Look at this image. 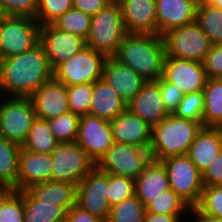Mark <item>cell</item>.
Segmentation results:
<instances>
[{
    "mask_svg": "<svg viewBox=\"0 0 222 222\" xmlns=\"http://www.w3.org/2000/svg\"><path fill=\"white\" fill-rule=\"evenodd\" d=\"M52 78L53 69L39 42L30 50L17 56L2 59L0 92L3 94H0L5 97H29Z\"/></svg>",
    "mask_w": 222,
    "mask_h": 222,
    "instance_id": "1",
    "label": "cell"
},
{
    "mask_svg": "<svg viewBox=\"0 0 222 222\" xmlns=\"http://www.w3.org/2000/svg\"><path fill=\"white\" fill-rule=\"evenodd\" d=\"M165 56L161 35L127 32L113 57L146 81H156L163 76Z\"/></svg>",
    "mask_w": 222,
    "mask_h": 222,
    "instance_id": "2",
    "label": "cell"
},
{
    "mask_svg": "<svg viewBox=\"0 0 222 222\" xmlns=\"http://www.w3.org/2000/svg\"><path fill=\"white\" fill-rule=\"evenodd\" d=\"M201 128L199 122L169 114L160 123L152 126L149 148L151 159L162 161L173 156L187 155Z\"/></svg>",
    "mask_w": 222,
    "mask_h": 222,
    "instance_id": "3",
    "label": "cell"
},
{
    "mask_svg": "<svg viewBox=\"0 0 222 222\" xmlns=\"http://www.w3.org/2000/svg\"><path fill=\"white\" fill-rule=\"evenodd\" d=\"M126 33L120 2L112 0L92 16L90 31L85 39L86 47L113 57Z\"/></svg>",
    "mask_w": 222,
    "mask_h": 222,
    "instance_id": "4",
    "label": "cell"
},
{
    "mask_svg": "<svg viewBox=\"0 0 222 222\" xmlns=\"http://www.w3.org/2000/svg\"><path fill=\"white\" fill-rule=\"evenodd\" d=\"M39 22L26 16H5L0 22L1 58L17 56L40 42Z\"/></svg>",
    "mask_w": 222,
    "mask_h": 222,
    "instance_id": "5",
    "label": "cell"
},
{
    "mask_svg": "<svg viewBox=\"0 0 222 222\" xmlns=\"http://www.w3.org/2000/svg\"><path fill=\"white\" fill-rule=\"evenodd\" d=\"M162 37L166 56L201 63H203L213 45L195 21L182 27L169 30L164 33Z\"/></svg>",
    "mask_w": 222,
    "mask_h": 222,
    "instance_id": "6",
    "label": "cell"
},
{
    "mask_svg": "<svg viewBox=\"0 0 222 222\" xmlns=\"http://www.w3.org/2000/svg\"><path fill=\"white\" fill-rule=\"evenodd\" d=\"M166 169L169 187L190 206H197L203 193L202 173L187 155L161 161Z\"/></svg>",
    "mask_w": 222,
    "mask_h": 222,
    "instance_id": "7",
    "label": "cell"
},
{
    "mask_svg": "<svg viewBox=\"0 0 222 222\" xmlns=\"http://www.w3.org/2000/svg\"><path fill=\"white\" fill-rule=\"evenodd\" d=\"M35 119L29 97L0 98V136L22 146Z\"/></svg>",
    "mask_w": 222,
    "mask_h": 222,
    "instance_id": "8",
    "label": "cell"
},
{
    "mask_svg": "<svg viewBox=\"0 0 222 222\" xmlns=\"http://www.w3.org/2000/svg\"><path fill=\"white\" fill-rule=\"evenodd\" d=\"M106 58L104 54L85 47L59 64L53 70V77L66 86L94 83L102 78Z\"/></svg>",
    "mask_w": 222,
    "mask_h": 222,
    "instance_id": "9",
    "label": "cell"
},
{
    "mask_svg": "<svg viewBox=\"0 0 222 222\" xmlns=\"http://www.w3.org/2000/svg\"><path fill=\"white\" fill-rule=\"evenodd\" d=\"M51 180L78 184L96 163L76 142H58L52 152Z\"/></svg>",
    "mask_w": 222,
    "mask_h": 222,
    "instance_id": "10",
    "label": "cell"
},
{
    "mask_svg": "<svg viewBox=\"0 0 222 222\" xmlns=\"http://www.w3.org/2000/svg\"><path fill=\"white\" fill-rule=\"evenodd\" d=\"M150 160L149 149L114 142L96 166L108 174L136 179Z\"/></svg>",
    "mask_w": 222,
    "mask_h": 222,
    "instance_id": "11",
    "label": "cell"
},
{
    "mask_svg": "<svg viewBox=\"0 0 222 222\" xmlns=\"http://www.w3.org/2000/svg\"><path fill=\"white\" fill-rule=\"evenodd\" d=\"M108 173L95 166L78 184L76 204L83 210L107 222L110 215L108 203Z\"/></svg>",
    "mask_w": 222,
    "mask_h": 222,
    "instance_id": "12",
    "label": "cell"
},
{
    "mask_svg": "<svg viewBox=\"0 0 222 222\" xmlns=\"http://www.w3.org/2000/svg\"><path fill=\"white\" fill-rule=\"evenodd\" d=\"M76 143L97 164L114 143L110 121L89 114L80 116Z\"/></svg>",
    "mask_w": 222,
    "mask_h": 222,
    "instance_id": "13",
    "label": "cell"
},
{
    "mask_svg": "<svg viewBox=\"0 0 222 222\" xmlns=\"http://www.w3.org/2000/svg\"><path fill=\"white\" fill-rule=\"evenodd\" d=\"M40 43L53 70L86 47L85 39L78 35L61 31L52 24L40 27Z\"/></svg>",
    "mask_w": 222,
    "mask_h": 222,
    "instance_id": "14",
    "label": "cell"
},
{
    "mask_svg": "<svg viewBox=\"0 0 222 222\" xmlns=\"http://www.w3.org/2000/svg\"><path fill=\"white\" fill-rule=\"evenodd\" d=\"M162 77L183 94L203 91L208 79L203 63L172 56H165Z\"/></svg>",
    "mask_w": 222,
    "mask_h": 222,
    "instance_id": "15",
    "label": "cell"
},
{
    "mask_svg": "<svg viewBox=\"0 0 222 222\" xmlns=\"http://www.w3.org/2000/svg\"><path fill=\"white\" fill-rule=\"evenodd\" d=\"M36 118L48 120L70 111L67 86L54 77L29 96Z\"/></svg>",
    "mask_w": 222,
    "mask_h": 222,
    "instance_id": "16",
    "label": "cell"
},
{
    "mask_svg": "<svg viewBox=\"0 0 222 222\" xmlns=\"http://www.w3.org/2000/svg\"><path fill=\"white\" fill-rule=\"evenodd\" d=\"M110 126L114 142L132 144L142 149L150 148L152 126L128 109L110 121Z\"/></svg>",
    "mask_w": 222,
    "mask_h": 222,
    "instance_id": "17",
    "label": "cell"
},
{
    "mask_svg": "<svg viewBox=\"0 0 222 222\" xmlns=\"http://www.w3.org/2000/svg\"><path fill=\"white\" fill-rule=\"evenodd\" d=\"M102 78L116 91L127 105L147 82L133 69L114 57H107Z\"/></svg>",
    "mask_w": 222,
    "mask_h": 222,
    "instance_id": "18",
    "label": "cell"
},
{
    "mask_svg": "<svg viewBox=\"0 0 222 222\" xmlns=\"http://www.w3.org/2000/svg\"><path fill=\"white\" fill-rule=\"evenodd\" d=\"M52 153H35L21 148L18 158L17 191L51 180Z\"/></svg>",
    "mask_w": 222,
    "mask_h": 222,
    "instance_id": "19",
    "label": "cell"
},
{
    "mask_svg": "<svg viewBox=\"0 0 222 222\" xmlns=\"http://www.w3.org/2000/svg\"><path fill=\"white\" fill-rule=\"evenodd\" d=\"M126 32L157 34L156 0H118Z\"/></svg>",
    "mask_w": 222,
    "mask_h": 222,
    "instance_id": "20",
    "label": "cell"
},
{
    "mask_svg": "<svg viewBox=\"0 0 222 222\" xmlns=\"http://www.w3.org/2000/svg\"><path fill=\"white\" fill-rule=\"evenodd\" d=\"M127 109L151 126L160 123L169 115L164 109L157 80L147 81L127 104Z\"/></svg>",
    "mask_w": 222,
    "mask_h": 222,
    "instance_id": "21",
    "label": "cell"
},
{
    "mask_svg": "<svg viewBox=\"0 0 222 222\" xmlns=\"http://www.w3.org/2000/svg\"><path fill=\"white\" fill-rule=\"evenodd\" d=\"M196 0H156L157 34L195 21Z\"/></svg>",
    "mask_w": 222,
    "mask_h": 222,
    "instance_id": "22",
    "label": "cell"
},
{
    "mask_svg": "<svg viewBox=\"0 0 222 222\" xmlns=\"http://www.w3.org/2000/svg\"><path fill=\"white\" fill-rule=\"evenodd\" d=\"M169 188L164 164L154 159L145 165L141 174L135 179V195L145 207Z\"/></svg>",
    "mask_w": 222,
    "mask_h": 222,
    "instance_id": "23",
    "label": "cell"
},
{
    "mask_svg": "<svg viewBox=\"0 0 222 222\" xmlns=\"http://www.w3.org/2000/svg\"><path fill=\"white\" fill-rule=\"evenodd\" d=\"M221 150L222 138L217 127L202 126L189 147L187 156L198 170L203 173Z\"/></svg>",
    "mask_w": 222,
    "mask_h": 222,
    "instance_id": "24",
    "label": "cell"
},
{
    "mask_svg": "<svg viewBox=\"0 0 222 222\" xmlns=\"http://www.w3.org/2000/svg\"><path fill=\"white\" fill-rule=\"evenodd\" d=\"M90 101L88 114L108 121H112L127 109L122 98L103 78L93 83Z\"/></svg>",
    "mask_w": 222,
    "mask_h": 222,
    "instance_id": "25",
    "label": "cell"
},
{
    "mask_svg": "<svg viewBox=\"0 0 222 222\" xmlns=\"http://www.w3.org/2000/svg\"><path fill=\"white\" fill-rule=\"evenodd\" d=\"M26 191L38 202L57 203L58 206L76 204L77 184L69 181H46L37 183Z\"/></svg>",
    "mask_w": 222,
    "mask_h": 222,
    "instance_id": "26",
    "label": "cell"
},
{
    "mask_svg": "<svg viewBox=\"0 0 222 222\" xmlns=\"http://www.w3.org/2000/svg\"><path fill=\"white\" fill-rule=\"evenodd\" d=\"M24 198V222H64L67 212L72 206H58L57 203L36 201L26 190Z\"/></svg>",
    "mask_w": 222,
    "mask_h": 222,
    "instance_id": "27",
    "label": "cell"
},
{
    "mask_svg": "<svg viewBox=\"0 0 222 222\" xmlns=\"http://www.w3.org/2000/svg\"><path fill=\"white\" fill-rule=\"evenodd\" d=\"M21 146L0 136V190H16Z\"/></svg>",
    "mask_w": 222,
    "mask_h": 222,
    "instance_id": "28",
    "label": "cell"
},
{
    "mask_svg": "<svg viewBox=\"0 0 222 222\" xmlns=\"http://www.w3.org/2000/svg\"><path fill=\"white\" fill-rule=\"evenodd\" d=\"M203 94V126L218 127L222 123V79L208 78Z\"/></svg>",
    "mask_w": 222,
    "mask_h": 222,
    "instance_id": "29",
    "label": "cell"
},
{
    "mask_svg": "<svg viewBox=\"0 0 222 222\" xmlns=\"http://www.w3.org/2000/svg\"><path fill=\"white\" fill-rule=\"evenodd\" d=\"M57 144L58 141L51 131L48 121L36 118L21 147L35 153H52Z\"/></svg>",
    "mask_w": 222,
    "mask_h": 222,
    "instance_id": "30",
    "label": "cell"
},
{
    "mask_svg": "<svg viewBox=\"0 0 222 222\" xmlns=\"http://www.w3.org/2000/svg\"><path fill=\"white\" fill-rule=\"evenodd\" d=\"M195 22L212 44L222 45V9L212 4H197Z\"/></svg>",
    "mask_w": 222,
    "mask_h": 222,
    "instance_id": "31",
    "label": "cell"
},
{
    "mask_svg": "<svg viewBox=\"0 0 222 222\" xmlns=\"http://www.w3.org/2000/svg\"><path fill=\"white\" fill-rule=\"evenodd\" d=\"M190 208L184 199L169 188L159 194L158 197H155V199L146 206V213L184 215L185 217V213L188 214Z\"/></svg>",
    "mask_w": 222,
    "mask_h": 222,
    "instance_id": "32",
    "label": "cell"
},
{
    "mask_svg": "<svg viewBox=\"0 0 222 222\" xmlns=\"http://www.w3.org/2000/svg\"><path fill=\"white\" fill-rule=\"evenodd\" d=\"M91 21L92 16L71 8L51 24L61 31L69 32L86 39L90 31Z\"/></svg>",
    "mask_w": 222,
    "mask_h": 222,
    "instance_id": "33",
    "label": "cell"
},
{
    "mask_svg": "<svg viewBox=\"0 0 222 222\" xmlns=\"http://www.w3.org/2000/svg\"><path fill=\"white\" fill-rule=\"evenodd\" d=\"M146 207L136 195L110 208L107 222H144Z\"/></svg>",
    "mask_w": 222,
    "mask_h": 222,
    "instance_id": "34",
    "label": "cell"
},
{
    "mask_svg": "<svg viewBox=\"0 0 222 222\" xmlns=\"http://www.w3.org/2000/svg\"><path fill=\"white\" fill-rule=\"evenodd\" d=\"M22 191L0 190V222H24Z\"/></svg>",
    "mask_w": 222,
    "mask_h": 222,
    "instance_id": "35",
    "label": "cell"
},
{
    "mask_svg": "<svg viewBox=\"0 0 222 222\" xmlns=\"http://www.w3.org/2000/svg\"><path fill=\"white\" fill-rule=\"evenodd\" d=\"M79 118V115L68 111L47 121L58 142H76Z\"/></svg>",
    "mask_w": 222,
    "mask_h": 222,
    "instance_id": "36",
    "label": "cell"
},
{
    "mask_svg": "<svg viewBox=\"0 0 222 222\" xmlns=\"http://www.w3.org/2000/svg\"><path fill=\"white\" fill-rule=\"evenodd\" d=\"M173 114L178 118L199 122L203 126V91L184 94L180 101V104Z\"/></svg>",
    "mask_w": 222,
    "mask_h": 222,
    "instance_id": "37",
    "label": "cell"
},
{
    "mask_svg": "<svg viewBox=\"0 0 222 222\" xmlns=\"http://www.w3.org/2000/svg\"><path fill=\"white\" fill-rule=\"evenodd\" d=\"M108 203L110 207L135 195V179L108 174Z\"/></svg>",
    "mask_w": 222,
    "mask_h": 222,
    "instance_id": "38",
    "label": "cell"
},
{
    "mask_svg": "<svg viewBox=\"0 0 222 222\" xmlns=\"http://www.w3.org/2000/svg\"><path fill=\"white\" fill-rule=\"evenodd\" d=\"M93 83L67 86L69 109L79 116L89 113Z\"/></svg>",
    "mask_w": 222,
    "mask_h": 222,
    "instance_id": "39",
    "label": "cell"
},
{
    "mask_svg": "<svg viewBox=\"0 0 222 222\" xmlns=\"http://www.w3.org/2000/svg\"><path fill=\"white\" fill-rule=\"evenodd\" d=\"M71 8H73L72 0H37L35 19L41 26L51 24Z\"/></svg>",
    "mask_w": 222,
    "mask_h": 222,
    "instance_id": "40",
    "label": "cell"
},
{
    "mask_svg": "<svg viewBox=\"0 0 222 222\" xmlns=\"http://www.w3.org/2000/svg\"><path fill=\"white\" fill-rule=\"evenodd\" d=\"M197 207L205 214L222 220V185L204 186Z\"/></svg>",
    "mask_w": 222,
    "mask_h": 222,
    "instance_id": "41",
    "label": "cell"
},
{
    "mask_svg": "<svg viewBox=\"0 0 222 222\" xmlns=\"http://www.w3.org/2000/svg\"><path fill=\"white\" fill-rule=\"evenodd\" d=\"M160 95L164 109L168 114H173L183 97V93L180 88H177L175 84L160 77L158 80Z\"/></svg>",
    "mask_w": 222,
    "mask_h": 222,
    "instance_id": "42",
    "label": "cell"
},
{
    "mask_svg": "<svg viewBox=\"0 0 222 222\" xmlns=\"http://www.w3.org/2000/svg\"><path fill=\"white\" fill-rule=\"evenodd\" d=\"M0 5L6 16H26L35 19L37 0H0Z\"/></svg>",
    "mask_w": 222,
    "mask_h": 222,
    "instance_id": "43",
    "label": "cell"
},
{
    "mask_svg": "<svg viewBox=\"0 0 222 222\" xmlns=\"http://www.w3.org/2000/svg\"><path fill=\"white\" fill-rule=\"evenodd\" d=\"M208 78L222 79V45L213 44L203 61Z\"/></svg>",
    "mask_w": 222,
    "mask_h": 222,
    "instance_id": "44",
    "label": "cell"
},
{
    "mask_svg": "<svg viewBox=\"0 0 222 222\" xmlns=\"http://www.w3.org/2000/svg\"><path fill=\"white\" fill-rule=\"evenodd\" d=\"M204 186L222 185V150L202 173Z\"/></svg>",
    "mask_w": 222,
    "mask_h": 222,
    "instance_id": "45",
    "label": "cell"
},
{
    "mask_svg": "<svg viewBox=\"0 0 222 222\" xmlns=\"http://www.w3.org/2000/svg\"><path fill=\"white\" fill-rule=\"evenodd\" d=\"M112 0H72L73 8L90 16L96 15Z\"/></svg>",
    "mask_w": 222,
    "mask_h": 222,
    "instance_id": "46",
    "label": "cell"
},
{
    "mask_svg": "<svg viewBox=\"0 0 222 222\" xmlns=\"http://www.w3.org/2000/svg\"><path fill=\"white\" fill-rule=\"evenodd\" d=\"M67 222H103L98 217L74 204L67 212Z\"/></svg>",
    "mask_w": 222,
    "mask_h": 222,
    "instance_id": "47",
    "label": "cell"
},
{
    "mask_svg": "<svg viewBox=\"0 0 222 222\" xmlns=\"http://www.w3.org/2000/svg\"><path fill=\"white\" fill-rule=\"evenodd\" d=\"M182 218L184 219L183 215L146 213L144 217V222H184Z\"/></svg>",
    "mask_w": 222,
    "mask_h": 222,
    "instance_id": "48",
    "label": "cell"
},
{
    "mask_svg": "<svg viewBox=\"0 0 222 222\" xmlns=\"http://www.w3.org/2000/svg\"><path fill=\"white\" fill-rule=\"evenodd\" d=\"M189 213L192 215L189 221L193 217L192 222H222L219 218L205 214L197 206L191 207Z\"/></svg>",
    "mask_w": 222,
    "mask_h": 222,
    "instance_id": "49",
    "label": "cell"
},
{
    "mask_svg": "<svg viewBox=\"0 0 222 222\" xmlns=\"http://www.w3.org/2000/svg\"><path fill=\"white\" fill-rule=\"evenodd\" d=\"M197 4H213L215 0H196Z\"/></svg>",
    "mask_w": 222,
    "mask_h": 222,
    "instance_id": "50",
    "label": "cell"
},
{
    "mask_svg": "<svg viewBox=\"0 0 222 222\" xmlns=\"http://www.w3.org/2000/svg\"><path fill=\"white\" fill-rule=\"evenodd\" d=\"M212 5L219 9H222V0H215Z\"/></svg>",
    "mask_w": 222,
    "mask_h": 222,
    "instance_id": "51",
    "label": "cell"
},
{
    "mask_svg": "<svg viewBox=\"0 0 222 222\" xmlns=\"http://www.w3.org/2000/svg\"><path fill=\"white\" fill-rule=\"evenodd\" d=\"M6 15L4 14L2 7L0 5V22L2 21V19L5 17Z\"/></svg>",
    "mask_w": 222,
    "mask_h": 222,
    "instance_id": "52",
    "label": "cell"
},
{
    "mask_svg": "<svg viewBox=\"0 0 222 222\" xmlns=\"http://www.w3.org/2000/svg\"><path fill=\"white\" fill-rule=\"evenodd\" d=\"M217 129L219 130V132L221 134V138H222V123L217 127Z\"/></svg>",
    "mask_w": 222,
    "mask_h": 222,
    "instance_id": "53",
    "label": "cell"
}]
</instances>
